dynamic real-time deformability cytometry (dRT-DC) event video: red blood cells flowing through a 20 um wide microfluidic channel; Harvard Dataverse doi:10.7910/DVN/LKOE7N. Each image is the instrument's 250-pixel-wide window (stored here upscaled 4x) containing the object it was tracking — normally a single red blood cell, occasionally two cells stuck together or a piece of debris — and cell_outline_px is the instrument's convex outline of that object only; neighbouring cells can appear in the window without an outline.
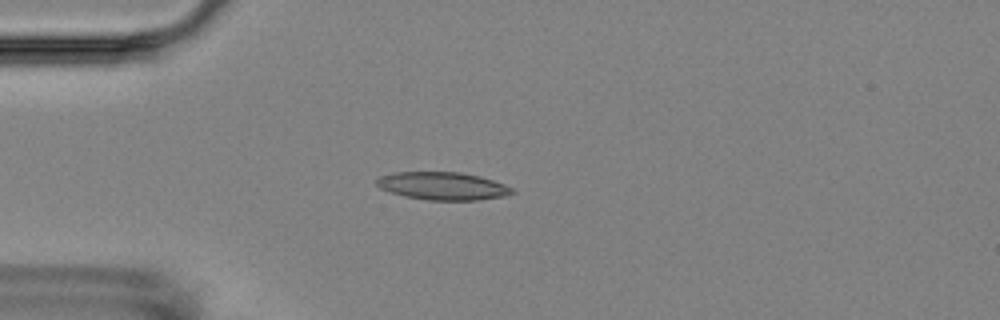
{"species": "Egyptian fruit bat (a non-hibernating species)", "species_latin": "Rousettus aegyptiacus", "temperature_condition": "room temperature", "stored_images_in_passage": 4, "camera_frame_rate_fps": 3000, "um_per_image_px": 0.085, "animal": {"sex": "female"}, "frame": {"image": 1, "passage_image": 4, "time_ms": 3.333, "image_size_px": [1000, 320], "cell_outline_px": [[516, 192], [504, 196], [476, 200], [428, 200], [404, 196], [380, 188], [376, 184], [376, 180], [380, 176], [392, 172], [460, 172], [480, 176], [504, 184], [512, 188]], "centroid_in_image_um": [37.62, 15.8], "position_along_channel_um": 47.4, "area_um2": 21.91}}